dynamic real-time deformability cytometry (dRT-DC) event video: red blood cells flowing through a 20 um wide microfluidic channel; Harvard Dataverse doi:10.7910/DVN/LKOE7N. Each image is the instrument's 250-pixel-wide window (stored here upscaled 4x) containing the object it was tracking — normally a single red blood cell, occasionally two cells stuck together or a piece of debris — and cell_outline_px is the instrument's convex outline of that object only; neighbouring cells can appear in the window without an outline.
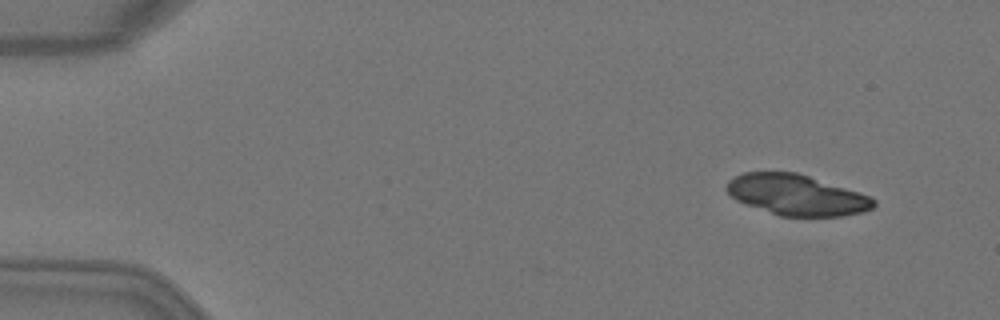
{"species": "Egyptian fruit bat (a non-hibernating species)", "species_latin": "Rousettus aegyptiacus", "temperature_condition": "warm", "stored_images_in_passage": 5, "camera_frame_rate_fps": 3000, "um_per_image_px": 0.085, "animal": {"sex": "female"}, "frame": {"image": 1, "passage_image": 2, "time_ms": 0.333, "image_size_px": [1000, 320], "cell_outline_px": [[876, 204], [872, 208], [864, 212], [844, 216], [780, 216], [744, 204], [736, 200], [724, 188], [728, 180], [744, 172], [796, 172], [860, 192], [872, 196], [876, 200]], "centroid_in_image_um": [67.72, 16.57], "position_along_channel_um": 17.3, "area_um2": 35.03}}